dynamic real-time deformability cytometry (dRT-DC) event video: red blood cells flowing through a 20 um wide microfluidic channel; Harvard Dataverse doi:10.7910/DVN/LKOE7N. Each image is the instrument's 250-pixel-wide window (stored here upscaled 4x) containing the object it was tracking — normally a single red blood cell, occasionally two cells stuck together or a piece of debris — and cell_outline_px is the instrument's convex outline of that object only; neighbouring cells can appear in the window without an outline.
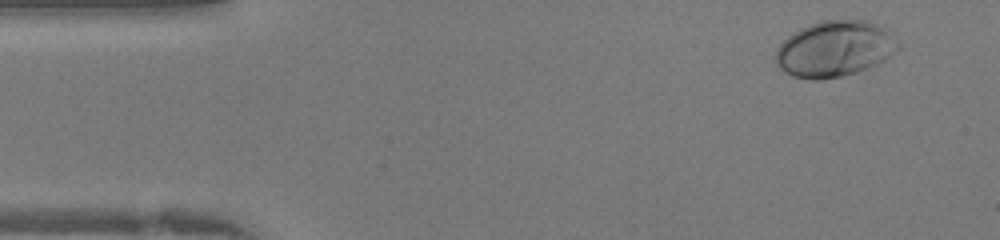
{"species": "human", "species_latin": "Homo sapiens", "temperature_condition": "warm", "stored_images_in_passage": 41, "camera_frame_rate_fps": 3000, "um_per_image_px": 0.085, "donor": {"sex": "female"}, "frame": {"image": 1, "passage_image": 3, "time_ms": 0.667, "image_size_px": [1000, 240], "cell_outline_px": [[904, 44], [900, 48], [884, 60], [868, 68], [856, 72], [840, 76], [820, 80], [812, 80], [792, 76], [784, 72], [776, 64], [776, 48], [788, 36], [800, 28], [824, 20], [868, 20], [884, 24]], "centroid_in_image_um": [71.02, 4.13], "position_along_channel_um": 14.0, "area_um2": 40.58}}
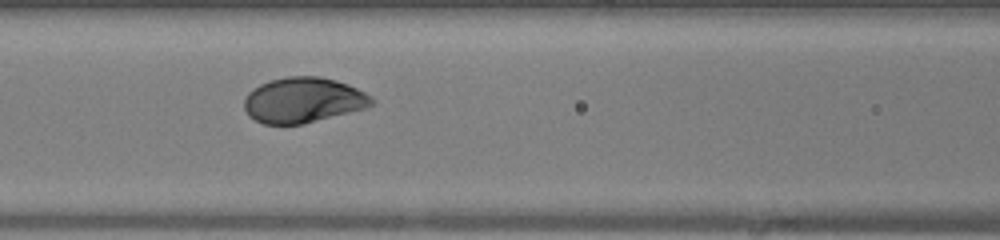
{"frame": {"image": 2, "passage_image": 17, "time_ms": 5.333, "image_size_px": [1000, 240], "cell_outline_px": [[376, 104], [368, 108], [300, 124], [264, 124], [248, 116], [244, 108], [244, 96], [252, 88], [260, 84], [272, 80], [288, 76], [320, 76], [336, 80], [348, 84], [372, 96], [376, 100]], "centroid_in_image_um": [25.79, 8.5], "position_along_channel_um": 140.8, "area_um2": 33.93}}
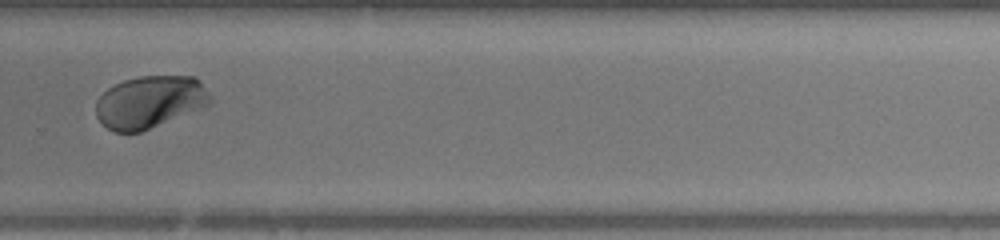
{"frame": {"image": 3, "passage_image": 28, "time_ms": 9.0, "image_size_px": [1000, 240], "cell_outline_px": [[212, 100], [208, 104], [200, 108], [140, 132], [116, 132], [108, 128], [96, 116], [96, 100], [108, 88], [124, 80], [140, 76], [196, 76], [200, 80]], "centroid_in_image_um": [12.72, 8.65], "position_along_channel_um": 317.1, "area_um2": 34.39}}